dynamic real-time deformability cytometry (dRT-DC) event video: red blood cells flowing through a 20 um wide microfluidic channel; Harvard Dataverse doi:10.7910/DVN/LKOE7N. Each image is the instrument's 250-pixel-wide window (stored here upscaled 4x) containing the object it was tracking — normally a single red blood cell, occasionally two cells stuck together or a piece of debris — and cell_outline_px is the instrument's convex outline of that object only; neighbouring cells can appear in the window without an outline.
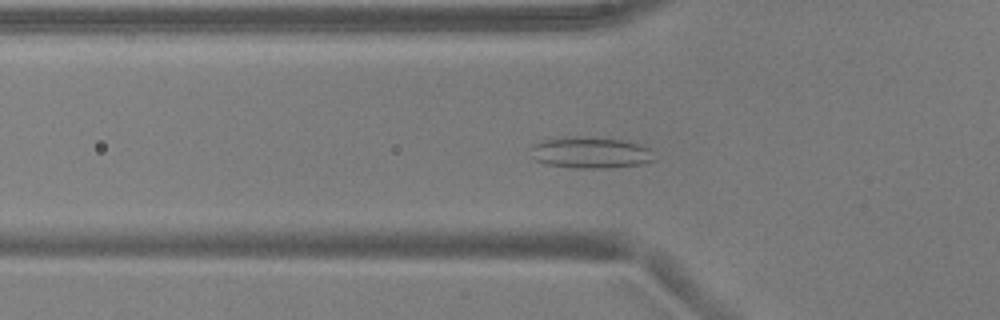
{"species": "common noctule bat (a hibernating species)", "species_latin": "Nyctalus noctula", "temperature_condition": "warm", "stored_images_in_passage": 42, "camera_frame_rate_fps": 3000, "um_per_image_px": 0.085, "animal": {"sex": "male", "body_mass_g": 17.9, "forearm_length_mm": 54.2}, "frame": {"image": 1, "passage_image": 8, "time_ms": 2.333, "image_size_px": [1000, 320], "cell_outline_px": [[656, 160], [644, 164], [608, 168], [576, 168], [548, 164], [536, 160], [532, 156], [528, 148], [532, 144], [544, 140], [572, 136], [624, 140], [640, 144], [648, 148], [652, 152]], "centroid_in_image_um": [50.2, 12.98], "position_along_channel_um": 75.6, "area_um2": 22.66}}
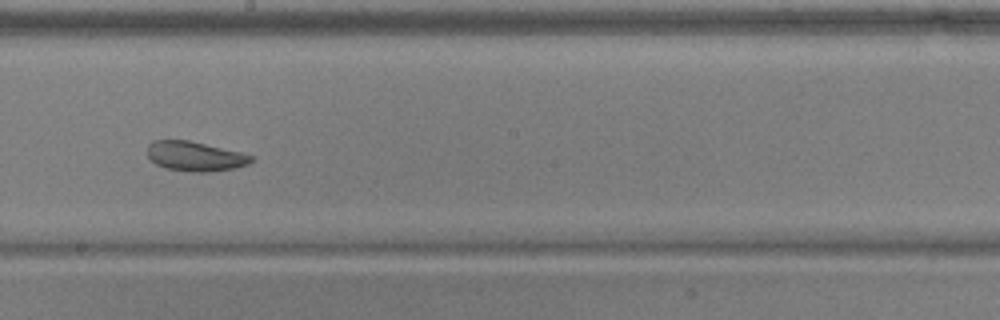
{"frame": {"image": 2, "passage_image": 20, "time_ms": 6.333, "image_size_px": [1000, 320], "cell_outline_px": [[252, 160], [248, 164], [236, 168], [208, 172], [192, 172], [164, 168], [156, 164], [148, 156], [148, 144], [152, 140], [188, 140], [240, 152], [252, 156]], "centroid_in_image_um": [16.56, 13.29], "position_along_channel_um": 231.6, "area_um2": 17.86}}
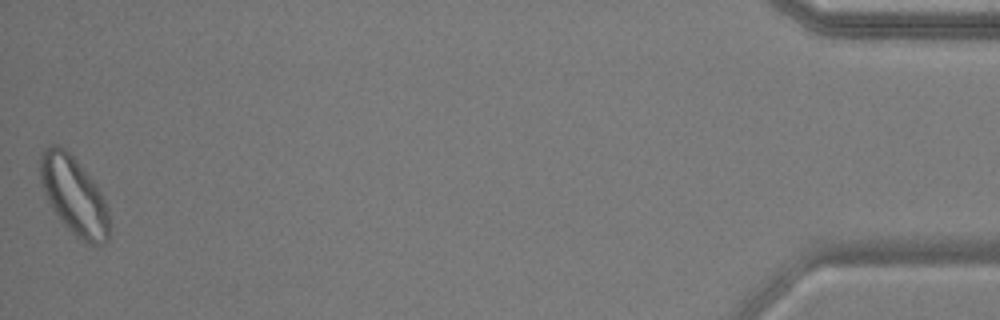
{"frame": {"image": 3, "passage_image": 42, "time_ms": 13.667, "image_size_px": [1000, 320], "cell_outline_px": [[108, 240], [104, 244], [96, 248], [84, 244], [60, 220], [52, 208], [40, 184], [40, 156], [44, 148], [48, 144], [56, 144], [64, 148], [76, 160], [96, 184], [108, 208]], "centroid_in_image_um": [6.28, 16.66], "position_along_channel_um": 428.9, "area_um2": 31.56}, "authors_computed_cell_mechanics": {"area_um2": 21.2704, "velocity_mm_per_s": 3.8835, "shape_relaxation_time_tau1_ms": 7.8448, "shape_relaxation_time_tau2_ms": 2.7021, "deformation_change_tau1": 0.1613, "deformation_change_tau2": 0.0948}}